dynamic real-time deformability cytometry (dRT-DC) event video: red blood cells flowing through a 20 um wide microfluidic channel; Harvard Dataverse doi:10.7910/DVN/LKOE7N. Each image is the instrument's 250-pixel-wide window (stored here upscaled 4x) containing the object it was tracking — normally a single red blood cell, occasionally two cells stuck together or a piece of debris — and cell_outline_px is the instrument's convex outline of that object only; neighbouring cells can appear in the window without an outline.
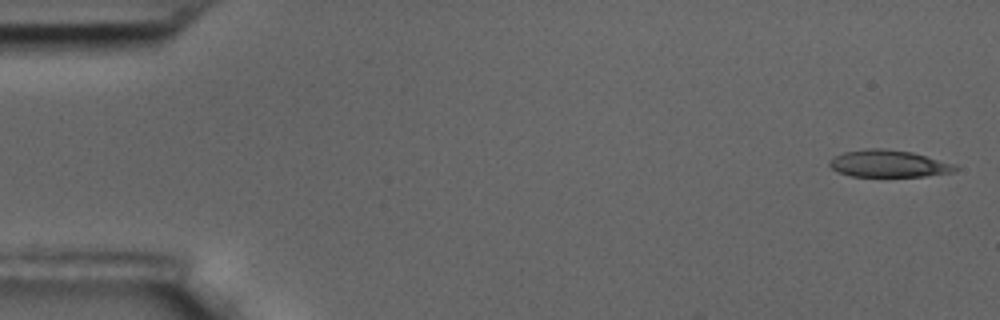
{"species": "common noctule bat (a hibernating species)", "species_latin": "Nyctalus noctula", "temperature_condition": "room temperature", "stored_images_in_passage": 4, "camera_frame_rate_fps": 3000, "um_per_image_px": 0.085, "animal": {"sex": "male", "body_mass_g": 17.5, "forearm_length_mm": 52.3}, "frame": {"image": 1, "passage_image": 1, "time_ms": 0.0, "image_size_px": [1000, 320], "cell_outline_px": [[960, 168], [952, 172], [924, 176], [852, 176], [840, 172], [832, 168], [828, 164], [828, 160], [832, 156], [844, 152], [868, 148], [880, 148], [912, 152], [956, 164]], "centroid_in_image_um": [75.52, 13.9], "position_along_channel_um": 9.5, "area_um2": 19.83}}